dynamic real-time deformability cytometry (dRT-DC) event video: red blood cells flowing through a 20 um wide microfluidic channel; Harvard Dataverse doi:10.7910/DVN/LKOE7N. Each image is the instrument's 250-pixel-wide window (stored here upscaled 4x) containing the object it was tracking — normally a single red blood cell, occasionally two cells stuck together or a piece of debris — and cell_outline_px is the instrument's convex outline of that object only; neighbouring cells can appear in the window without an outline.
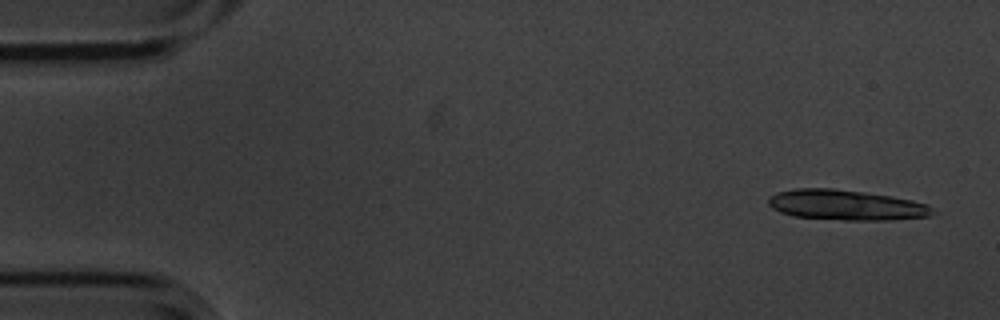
{"species": "common noctule bat (a hibernating species)", "species_latin": "Nyctalus noctula", "temperature_condition": "cold", "stored_images_in_passage": 4, "camera_frame_rate_fps": 3000, "um_per_image_px": 0.085, "animal": {"sex": "male", "body_mass_g": 20.1, "forearm_length_mm": 53.5}, "frame": {"image": 1, "passage_image": 1, "time_ms": 0.0, "image_size_px": [1000, 320], "cell_outline_px": [[932, 212], [928, 216], [892, 220], [844, 220], [792, 216], [780, 212], [772, 208], [768, 204], [768, 196], [776, 192], [796, 188], [832, 188], [864, 192], [892, 196], [912, 200], [928, 204], [932, 208]], "centroid_in_image_um": [71.87, 17.42], "position_along_channel_um": 13.1, "area_um2": 29.07}}